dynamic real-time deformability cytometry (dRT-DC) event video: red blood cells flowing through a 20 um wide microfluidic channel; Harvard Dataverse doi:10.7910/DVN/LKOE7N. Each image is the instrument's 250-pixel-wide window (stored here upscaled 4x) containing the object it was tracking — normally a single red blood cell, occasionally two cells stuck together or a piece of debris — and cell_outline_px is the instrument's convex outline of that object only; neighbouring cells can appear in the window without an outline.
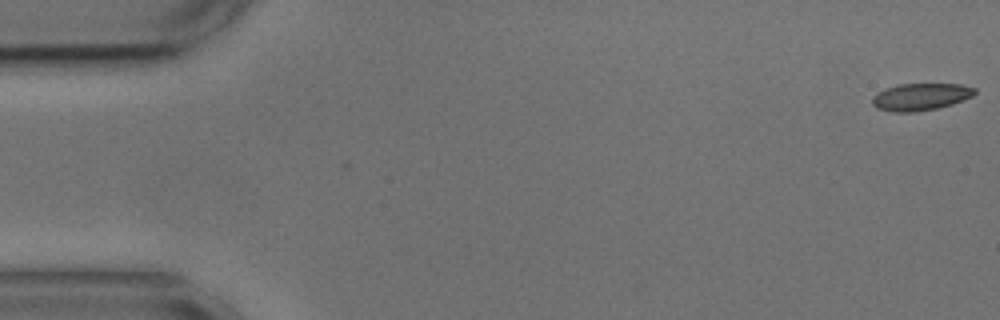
{"species": "common noctule bat (a hibernating species)", "species_latin": "Nyctalus noctula", "temperature_condition": "cold", "stored_images_in_passage": 2, "camera_frame_rate_fps": 3000, "um_per_image_px": 0.085, "animal": {"sex": "male", "body_mass_g": 17.9, "forearm_length_mm": 54.2}, "frame": {"image": 1, "passage_image": 2, "time_ms": 0.333, "image_size_px": [1000, 320], "cell_outline_px": [[976, 92], [972, 96], [952, 104], [936, 108], [912, 112], [892, 112], [876, 108], [872, 104], [872, 96], [876, 92], [884, 88], [900, 84], [960, 84], [976, 88]], "centroid_in_image_um": [78.2, 8.22], "position_along_channel_um": 6.8, "area_um2": 16.24}}